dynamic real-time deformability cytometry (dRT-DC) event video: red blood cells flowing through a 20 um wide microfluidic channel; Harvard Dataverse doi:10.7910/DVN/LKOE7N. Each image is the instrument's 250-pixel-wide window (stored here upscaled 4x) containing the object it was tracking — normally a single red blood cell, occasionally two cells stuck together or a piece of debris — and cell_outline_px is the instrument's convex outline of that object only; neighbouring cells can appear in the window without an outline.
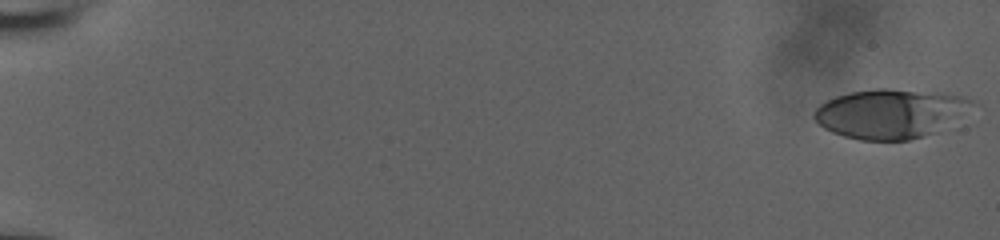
{"species": "human", "species_latin": "Homo sapiens", "temperature_condition": "room temperature", "stored_images_in_passage": 56, "camera_frame_rate_fps": 3000, "um_per_image_px": 0.085, "donor": {"sex": "male"}, "frame": {"image": 1, "passage_image": 1, "time_ms": 0.0, "image_size_px": [1000, 240], "cell_outline_px": [[972, 100], [936, 132], [924, 136], [908, 140], [860, 140], [844, 136], [832, 132], [824, 128], [812, 116], [812, 112], [820, 104], [836, 96], [852, 92], [876, 88], [888, 88], [940, 92], [964, 96]], "centroid_in_image_um": [75.52, 9.64], "position_along_channel_um": 9.5, "area_um2": 44.27}}
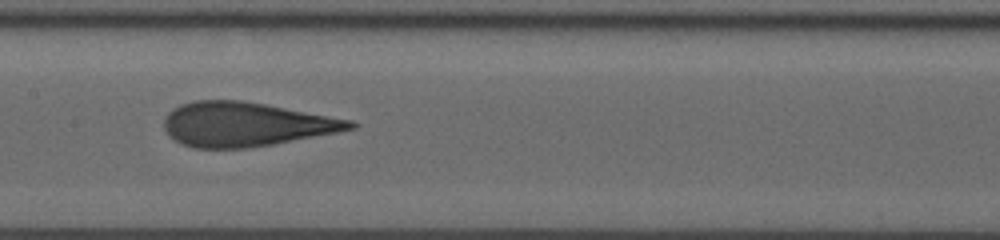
{"frame": {"image": 2, "passage_image": 31, "time_ms": 10.0, "image_size_px": [1000, 240], "cell_outline_px": [[356, 128], [336, 132], [272, 144], [244, 148], [196, 148], [180, 144], [168, 136], [164, 128], [164, 120], [168, 112], [172, 108], [180, 104], [192, 100], [240, 100], [264, 104], [352, 120], [356, 124]], "centroid_in_image_um": [20.81, 10.56], "position_along_channel_um": 186.6, "area_um2": 47.69}}
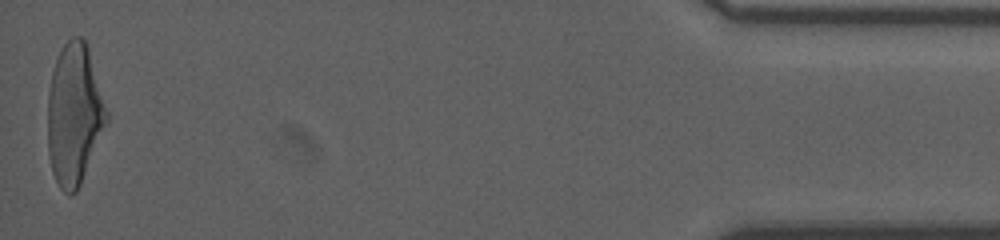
{"frame": {"image": 3, "passage_image": 56, "time_ms": 18.333, "image_size_px": [1000, 240], "cell_outline_px": [[108, 120], [80, 184], [76, 192], [68, 196], [60, 188], [52, 172], [48, 152], [48, 92], [52, 72], [56, 60], [64, 44], [72, 36], [80, 36], [88, 44], [108, 112]], "centroid_in_image_um": [6.31, 9.7], "position_along_channel_um": 428.9, "area_um2": 48.32}, "authors_computed_cell_mechanics": {"area_um2": 47.2804, "velocity_mm_per_s": 3.8918, "shape_relaxation_time_tau1_ms": 7.377, "shape_relaxation_time_tau2_ms": 1.0763, "deformation_change_tau1": 0.2638, "deformation_change_tau2": 0.12}}